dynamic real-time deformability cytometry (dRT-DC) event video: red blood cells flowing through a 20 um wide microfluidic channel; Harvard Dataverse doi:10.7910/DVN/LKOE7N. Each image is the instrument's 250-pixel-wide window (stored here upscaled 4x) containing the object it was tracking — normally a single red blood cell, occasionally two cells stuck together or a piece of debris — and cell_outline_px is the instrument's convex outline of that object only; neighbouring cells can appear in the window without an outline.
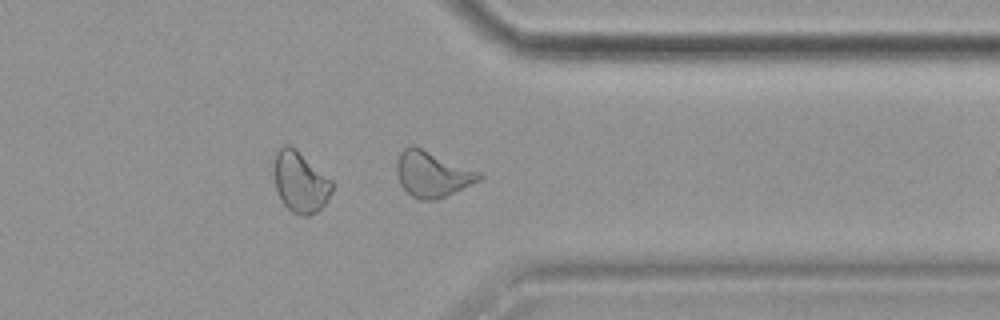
{"species": "common noctule bat (a hibernating species)", "species_latin": "Nyctalus noctula", "temperature_condition": "cold", "stored_images_in_passage": 45, "camera_frame_rate_fps": 3000, "um_per_image_px": 0.085, "animal": {"sex": "female", "body_mass_g": 19.9}, "frame": {"image": 1, "passage_image": 41, "time_ms": 13.333, "image_size_px": [1000, 320], "cell_outline_px": [[484, 176], [480, 180], [448, 196], [436, 200], [420, 200], [412, 196], [400, 184], [396, 172], [396, 164], [400, 152], [404, 148], [412, 144], [416, 144], [484, 172]], "centroid_in_image_um": [36.79, 14.76], "position_along_channel_um": 374.6, "area_um2": 22.83}}